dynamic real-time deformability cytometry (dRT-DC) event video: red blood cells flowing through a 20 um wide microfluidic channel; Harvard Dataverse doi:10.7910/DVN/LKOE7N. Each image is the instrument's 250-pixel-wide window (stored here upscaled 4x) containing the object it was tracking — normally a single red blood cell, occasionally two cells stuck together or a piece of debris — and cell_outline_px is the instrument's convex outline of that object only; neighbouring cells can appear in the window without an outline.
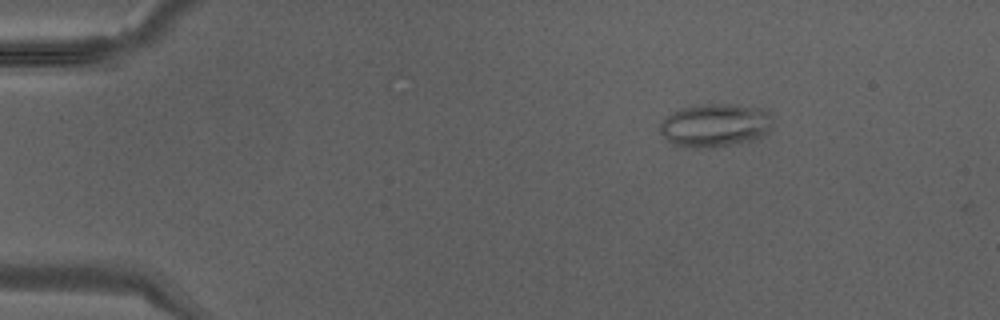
{"species": "Egyptian fruit bat (a non-hibernating species)", "species_latin": "Rousettus aegyptiacus", "temperature_condition": "warm", "stored_images_in_passage": 10, "camera_frame_rate_fps": 3000, "um_per_image_px": 0.085, "animal": {"sex": "male"}, "frame": {"image": 1, "passage_image": 7, "time_ms": 2.0, "image_size_px": [1000, 320], "cell_outline_px": [[772, 120], [768, 128], [760, 136], [752, 140], [728, 144], [676, 144], [668, 140], [660, 132], [660, 124], [672, 112], [684, 108], [704, 104], [736, 104], [768, 108], [772, 116]], "centroid_in_image_um": [60.86, 10.55], "position_along_channel_um": 24.1, "area_um2": 27.11}}